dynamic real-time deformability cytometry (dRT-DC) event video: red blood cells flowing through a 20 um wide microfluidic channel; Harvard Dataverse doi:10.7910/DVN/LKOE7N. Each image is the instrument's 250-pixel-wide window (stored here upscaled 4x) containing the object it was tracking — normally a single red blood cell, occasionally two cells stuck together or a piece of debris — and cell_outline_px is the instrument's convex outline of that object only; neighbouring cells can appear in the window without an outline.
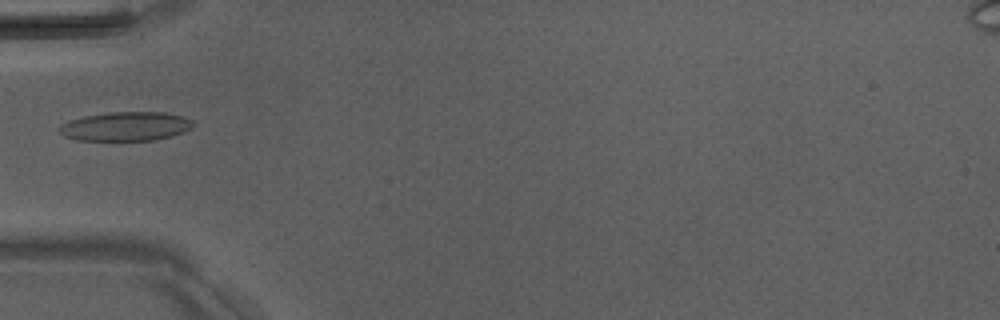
{"species": "Egyptian fruit bat (a non-hibernating species)", "species_latin": "Rousettus aegyptiacus", "temperature_condition": "room temperature", "stored_images_in_passage": 6, "camera_frame_rate_fps": 3000, "um_per_image_px": 0.085, "animal": {"sex": "male"}, "frame": {"image": 1, "passage_image": 5, "time_ms": 5.0, "image_size_px": [1000, 320], "cell_outline_px": [[196, 124], [172, 136], [152, 140], [76, 140], [64, 136], [56, 128], [60, 124], [68, 120], [84, 116], [108, 112], [164, 112], [184, 116], [192, 120]], "centroid_in_image_um": [10.63, 10.73], "position_along_channel_um": 74.4, "area_um2": 22.72}}